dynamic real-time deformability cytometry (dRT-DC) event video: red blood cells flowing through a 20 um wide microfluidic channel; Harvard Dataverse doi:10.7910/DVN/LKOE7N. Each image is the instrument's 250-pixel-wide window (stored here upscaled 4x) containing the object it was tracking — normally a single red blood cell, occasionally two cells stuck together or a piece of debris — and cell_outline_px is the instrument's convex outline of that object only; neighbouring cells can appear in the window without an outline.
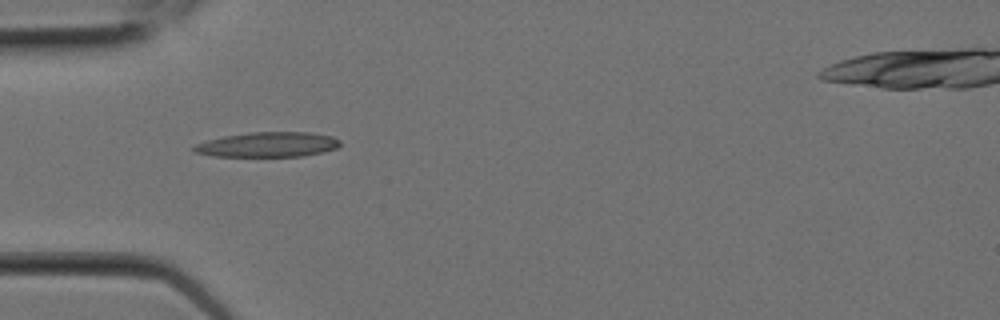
{"species": "Egyptian fruit bat (a non-hibernating species)", "species_latin": "Rousettus aegyptiacus", "temperature_condition": "room temperature", "stored_images_in_passage": 3, "camera_frame_rate_fps": 3000, "um_per_image_px": 0.085, "animal": {"sex": "female"}, "frame": {"image": 1, "passage_image": 2, "time_ms": 0.333, "image_size_px": [1000, 320], "cell_outline_px": [[340, 144], [336, 148], [324, 152], [304, 156], [212, 156], [192, 152], [192, 148], [196, 144], [208, 140], [224, 136], [248, 132], [312, 132], [332, 136], [340, 140]], "centroid_in_image_um": [22.77, 12.28], "position_along_channel_um": 62.2, "area_um2": 21.33}}
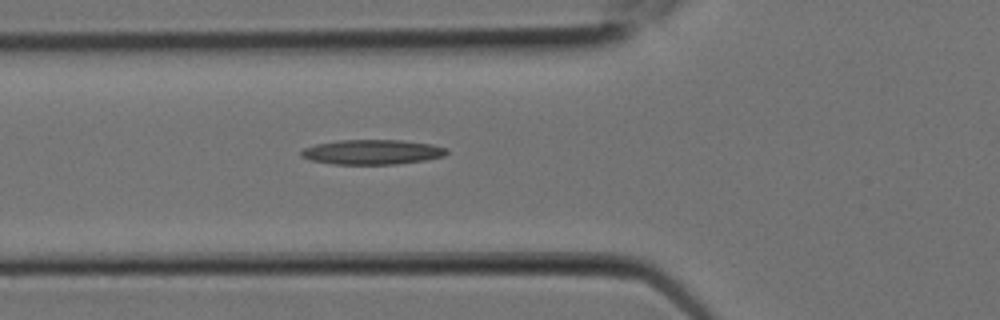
{"frame": {"image": 2, "passage_image": 3, "time_ms": 0.667, "image_size_px": [1000, 320], "cell_outline_px": [[448, 152], [444, 156], [424, 160], [396, 164], [332, 164], [308, 160], [300, 156], [300, 152], [304, 148], [316, 144], [340, 140], [400, 140], [432, 144], [448, 148]], "centroid_in_image_um": [31.62, 12.92], "position_along_channel_um": 94.2, "area_um2": 21.1}}